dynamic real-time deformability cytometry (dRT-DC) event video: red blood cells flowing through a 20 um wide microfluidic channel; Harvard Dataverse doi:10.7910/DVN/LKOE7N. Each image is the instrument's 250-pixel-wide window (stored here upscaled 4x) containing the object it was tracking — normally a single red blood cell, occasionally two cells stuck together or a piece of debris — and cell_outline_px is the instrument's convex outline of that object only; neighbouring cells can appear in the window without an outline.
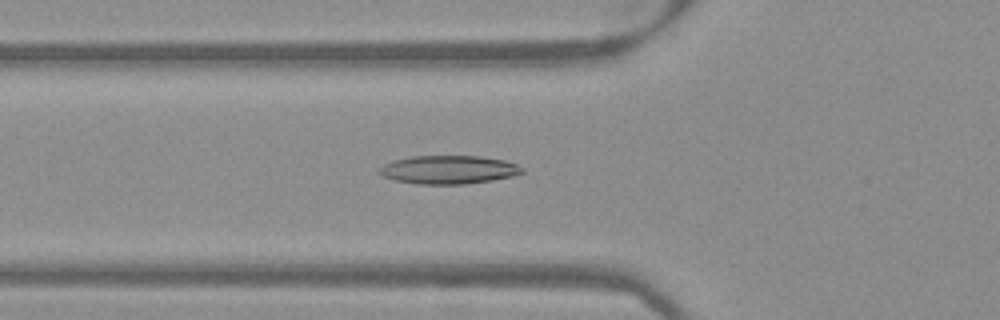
{"species": "Egyptian fruit bat (a non-hibernating species)", "species_latin": "Rousettus aegyptiacus", "temperature_condition": "warm", "stored_images_in_passage": 52, "camera_frame_rate_fps": 3000, "um_per_image_px": 0.085, "frame": {"image": 1, "passage_image": 19, "time_ms": 6.0, "image_size_px": [1000, 320], "cell_outline_px": [[524, 172], [512, 176], [492, 180], [464, 184], [416, 184], [396, 180], [384, 176], [380, 172], [380, 168], [384, 164], [392, 160], [412, 156], [480, 156], [504, 160], [516, 164], [524, 168]], "centroid_in_image_um": [38.15, 14.42], "position_along_channel_um": 87.6, "area_um2": 23.52}}
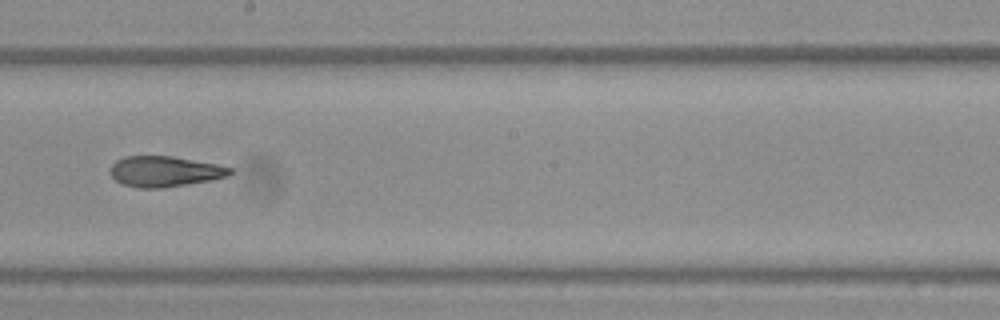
{"frame": {"image": 2, "passage_image": 30, "time_ms": 9.667, "image_size_px": [1000, 320], "cell_outline_px": [[232, 172], [228, 176], [212, 180], [164, 188], [140, 188], [120, 184], [108, 172], [112, 164], [116, 160], [124, 156], [172, 156], [216, 164], [232, 168]], "centroid_in_image_um": [13.96, 14.58], "position_along_channel_um": 234.2, "area_um2": 21.5}}
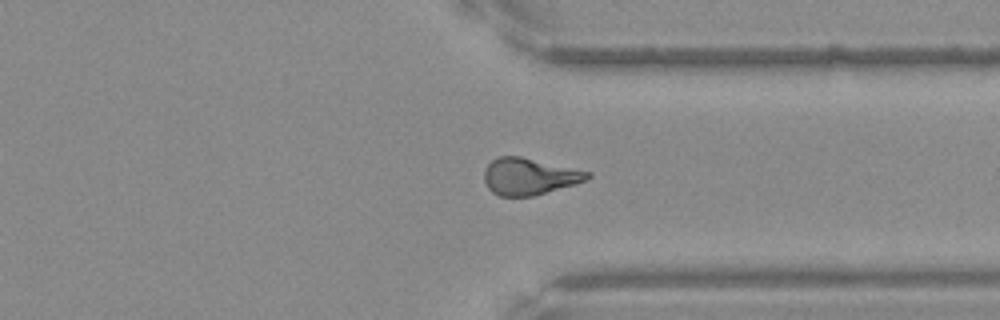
{"frame": {"image": 3, "passage_image": 40, "time_ms": 13.0, "image_size_px": [1000, 320], "cell_outline_px": [[592, 176], [576, 184], [536, 196], [500, 196], [492, 192], [488, 188], [484, 180], [484, 172], [488, 164], [492, 160], [500, 156], [520, 156], [592, 172]], "centroid_in_image_um": [45.0, 15.0], "position_along_channel_um": 366.4, "area_um2": 22.2}}